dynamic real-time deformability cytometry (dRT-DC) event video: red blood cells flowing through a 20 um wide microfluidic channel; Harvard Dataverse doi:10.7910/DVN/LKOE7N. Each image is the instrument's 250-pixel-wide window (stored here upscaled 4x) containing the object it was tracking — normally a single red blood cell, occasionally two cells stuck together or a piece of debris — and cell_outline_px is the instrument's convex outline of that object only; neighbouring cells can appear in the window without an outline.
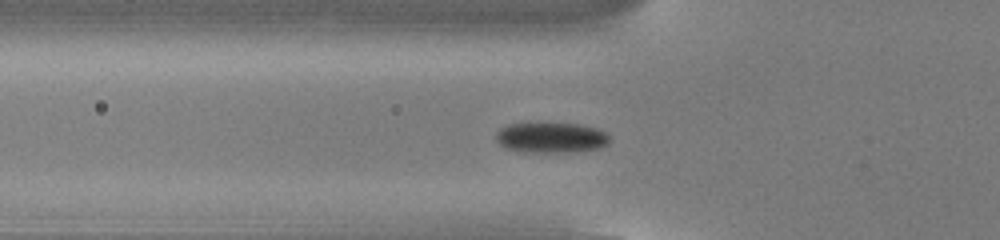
{"species": "common noctule bat (a hibernating species)", "species_latin": "Nyctalus noctula", "temperature_condition": "cold", "stored_images_in_passage": 41, "camera_frame_rate_fps": 3000, "um_per_image_px": 0.085, "animal": {"sex": "male", "body_mass_g": 13.0, "forearm_length_mm": 53.1}, "frame": {"image": 1, "passage_image": 6, "time_ms": 1.667, "image_size_px": [1000, 240], "cell_outline_px": [[608, 144], [600, 148], [572, 152], [516, 152], [504, 148], [496, 140], [496, 132], [500, 128], [508, 124], [528, 120], [580, 124], [596, 128], [604, 132], [608, 136]], "centroid_in_image_um": [46.75, 11.65], "position_along_channel_um": 79.0, "area_um2": 21.15}}
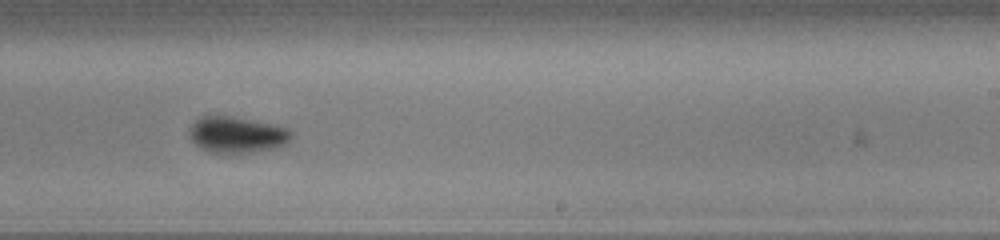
{"frame": {"image": 2, "passage_image": 21, "time_ms": 6.667, "image_size_px": [1000, 240], "cell_outline_px": [[292, 140], [288, 144], [276, 148], [248, 152], [208, 152], [200, 148], [192, 140], [188, 132], [192, 124], [200, 116], [208, 112], [232, 116], [272, 124], [288, 128], [292, 132]], "centroid_in_image_um": [20.12, 11.41], "position_along_channel_um": 268.9, "area_um2": 21.96}}
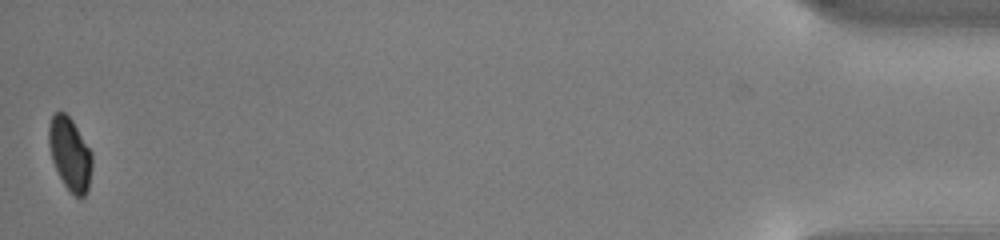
{"frame": {"image": 3, "passage_image": 41, "time_ms": 13.333, "image_size_px": [1000, 240], "cell_outline_px": [[92, 168], [88, 188], [84, 196], [80, 200], [64, 184], [52, 160], [48, 144], [48, 128], [52, 116], [56, 112], [64, 112], [72, 120], [92, 152]], "centroid_in_image_um": [5.95, 13.08], "position_along_channel_um": 429.2, "area_um2": 18.26}, "authors_computed_cell_mechanics": {"area_um2": 20.5768, "velocity_mm_per_s": 3.7992, "shape_relaxation_time_tau1_ms": 3.1769, "shape_relaxation_time_tau2_ms": null, "deformation_change_tau1": 0.0852, "deformation_change_tau2": null}}